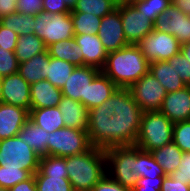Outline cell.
<instances>
[{
	"mask_svg": "<svg viewBox=\"0 0 190 191\" xmlns=\"http://www.w3.org/2000/svg\"><path fill=\"white\" fill-rule=\"evenodd\" d=\"M180 52L188 59L190 63V42L181 45Z\"/></svg>",
	"mask_w": 190,
	"mask_h": 191,
	"instance_id": "cell-51",
	"label": "cell"
},
{
	"mask_svg": "<svg viewBox=\"0 0 190 191\" xmlns=\"http://www.w3.org/2000/svg\"><path fill=\"white\" fill-rule=\"evenodd\" d=\"M34 34L44 41L46 47L55 42L74 37L71 13L51 14L42 10L35 15Z\"/></svg>",
	"mask_w": 190,
	"mask_h": 191,
	"instance_id": "cell-8",
	"label": "cell"
},
{
	"mask_svg": "<svg viewBox=\"0 0 190 191\" xmlns=\"http://www.w3.org/2000/svg\"><path fill=\"white\" fill-rule=\"evenodd\" d=\"M91 191H131L110 178L107 174L91 189Z\"/></svg>",
	"mask_w": 190,
	"mask_h": 191,
	"instance_id": "cell-45",
	"label": "cell"
},
{
	"mask_svg": "<svg viewBox=\"0 0 190 191\" xmlns=\"http://www.w3.org/2000/svg\"><path fill=\"white\" fill-rule=\"evenodd\" d=\"M172 0H137L132 4L140 11L148 16L153 22L156 18L166 10Z\"/></svg>",
	"mask_w": 190,
	"mask_h": 191,
	"instance_id": "cell-36",
	"label": "cell"
},
{
	"mask_svg": "<svg viewBox=\"0 0 190 191\" xmlns=\"http://www.w3.org/2000/svg\"><path fill=\"white\" fill-rule=\"evenodd\" d=\"M164 177L146 178L139 177L131 191H161Z\"/></svg>",
	"mask_w": 190,
	"mask_h": 191,
	"instance_id": "cell-42",
	"label": "cell"
},
{
	"mask_svg": "<svg viewBox=\"0 0 190 191\" xmlns=\"http://www.w3.org/2000/svg\"><path fill=\"white\" fill-rule=\"evenodd\" d=\"M40 156L18 136L0 140V166L27 170L34 175L39 170Z\"/></svg>",
	"mask_w": 190,
	"mask_h": 191,
	"instance_id": "cell-6",
	"label": "cell"
},
{
	"mask_svg": "<svg viewBox=\"0 0 190 191\" xmlns=\"http://www.w3.org/2000/svg\"><path fill=\"white\" fill-rule=\"evenodd\" d=\"M150 152L155 161L163 168L166 175H170L178 169L184 153L173 142Z\"/></svg>",
	"mask_w": 190,
	"mask_h": 191,
	"instance_id": "cell-27",
	"label": "cell"
},
{
	"mask_svg": "<svg viewBox=\"0 0 190 191\" xmlns=\"http://www.w3.org/2000/svg\"><path fill=\"white\" fill-rule=\"evenodd\" d=\"M18 136L30 146L40 157L47 155L49 133L28 120L21 128Z\"/></svg>",
	"mask_w": 190,
	"mask_h": 191,
	"instance_id": "cell-25",
	"label": "cell"
},
{
	"mask_svg": "<svg viewBox=\"0 0 190 191\" xmlns=\"http://www.w3.org/2000/svg\"><path fill=\"white\" fill-rule=\"evenodd\" d=\"M49 56L65 60L75 66H84L81 47L75 42L74 37L55 42L47 47Z\"/></svg>",
	"mask_w": 190,
	"mask_h": 191,
	"instance_id": "cell-24",
	"label": "cell"
},
{
	"mask_svg": "<svg viewBox=\"0 0 190 191\" xmlns=\"http://www.w3.org/2000/svg\"><path fill=\"white\" fill-rule=\"evenodd\" d=\"M120 12L124 35L129 44L137 45L154 30V22L133 4L116 6Z\"/></svg>",
	"mask_w": 190,
	"mask_h": 191,
	"instance_id": "cell-11",
	"label": "cell"
},
{
	"mask_svg": "<svg viewBox=\"0 0 190 191\" xmlns=\"http://www.w3.org/2000/svg\"><path fill=\"white\" fill-rule=\"evenodd\" d=\"M29 120L48 133L64 128L62 113L58 107L37 108L29 111Z\"/></svg>",
	"mask_w": 190,
	"mask_h": 191,
	"instance_id": "cell-26",
	"label": "cell"
},
{
	"mask_svg": "<svg viewBox=\"0 0 190 191\" xmlns=\"http://www.w3.org/2000/svg\"><path fill=\"white\" fill-rule=\"evenodd\" d=\"M74 35H97L102 18L91 13L71 12Z\"/></svg>",
	"mask_w": 190,
	"mask_h": 191,
	"instance_id": "cell-32",
	"label": "cell"
},
{
	"mask_svg": "<svg viewBox=\"0 0 190 191\" xmlns=\"http://www.w3.org/2000/svg\"><path fill=\"white\" fill-rule=\"evenodd\" d=\"M0 23L6 28L16 32L18 36L35 32V16L21 12H14L0 19Z\"/></svg>",
	"mask_w": 190,
	"mask_h": 191,
	"instance_id": "cell-31",
	"label": "cell"
},
{
	"mask_svg": "<svg viewBox=\"0 0 190 191\" xmlns=\"http://www.w3.org/2000/svg\"><path fill=\"white\" fill-rule=\"evenodd\" d=\"M74 40L82 49L84 66H92L101 70L105 65L108 52L98 35H75Z\"/></svg>",
	"mask_w": 190,
	"mask_h": 191,
	"instance_id": "cell-18",
	"label": "cell"
},
{
	"mask_svg": "<svg viewBox=\"0 0 190 191\" xmlns=\"http://www.w3.org/2000/svg\"><path fill=\"white\" fill-rule=\"evenodd\" d=\"M47 50L44 41L37 37L34 33L18 36L15 49V56L18 63H22L31 59L34 55L40 54Z\"/></svg>",
	"mask_w": 190,
	"mask_h": 191,
	"instance_id": "cell-28",
	"label": "cell"
},
{
	"mask_svg": "<svg viewBox=\"0 0 190 191\" xmlns=\"http://www.w3.org/2000/svg\"><path fill=\"white\" fill-rule=\"evenodd\" d=\"M68 7L72 10L76 5L77 0H64Z\"/></svg>",
	"mask_w": 190,
	"mask_h": 191,
	"instance_id": "cell-52",
	"label": "cell"
},
{
	"mask_svg": "<svg viewBox=\"0 0 190 191\" xmlns=\"http://www.w3.org/2000/svg\"><path fill=\"white\" fill-rule=\"evenodd\" d=\"M9 191H37L35 176L32 175L25 181L19 182L13 187L8 189Z\"/></svg>",
	"mask_w": 190,
	"mask_h": 191,
	"instance_id": "cell-48",
	"label": "cell"
},
{
	"mask_svg": "<svg viewBox=\"0 0 190 191\" xmlns=\"http://www.w3.org/2000/svg\"><path fill=\"white\" fill-rule=\"evenodd\" d=\"M32 174L27 170L6 169L0 166V187L9 189L19 182L30 178Z\"/></svg>",
	"mask_w": 190,
	"mask_h": 191,
	"instance_id": "cell-37",
	"label": "cell"
},
{
	"mask_svg": "<svg viewBox=\"0 0 190 191\" xmlns=\"http://www.w3.org/2000/svg\"><path fill=\"white\" fill-rule=\"evenodd\" d=\"M174 124L160 111H146L141 116L136 146L150 152L172 143Z\"/></svg>",
	"mask_w": 190,
	"mask_h": 191,
	"instance_id": "cell-4",
	"label": "cell"
},
{
	"mask_svg": "<svg viewBox=\"0 0 190 191\" xmlns=\"http://www.w3.org/2000/svg\"><path fill=\"white\" fill-rule=\"evenodd\" d=\"M142 114L129 88H117L105 102L89 110L91 145L102 150L135 145Z\"/></svg>",
	"mask_w": 190,
	"mask_h": 191,
	"instance_id": "cell-1",
	"label": "cell"
},
{
	"mask_svg": "<svg viewBox=\"0 0 190 191\" xmlns=\"http://www.w3.org/2000/svg\"><path fill=\"white\" fill-rule=\"evenodd\" d=\"M17 11L35 16L42 11L43 0H17Z\"/></svg>",
	"mask_w": 190,
	"mask_h": 191,
	"instance_id": "cell-44",
	"label": "cell"
},
{
	"mask_svg": "<svg viewBox=\"0 0 190 191\" xmlns=\"http://www.w3.org/2000/svg\"><path fill=\"white\" fill-rule=\"evenodd\" d=\"M149 72L166 89V92H174L186 86L179 74L167 61H155L149 63Z\"/></svg>",
	"mask_w": 190,
	"mask_h": 191,
	"instance_id": "cell-23",
	"label": "cell"
},
{
	"mask_svg": "<svg viewBox=\"0 0 190 191\" xmlns=\"http://www.w3.org/2000/svg\"><path fill=\"white\" fill-rule=\"evenodd\" d=\"M19 63L14 51L0 47V77L17 73Z\"/></svg>",
	"mask_w": 190,
	"mask_h": 191,
	"instance_id": "cell-39",
	"label": "cell"
},
{
	"mask_svg": "<svg viewBox=\"0 0 190 191\" xmlns=\"http://www.w3.org/2000/svg\"><path fill=\"white\" fill-rule=\"evenodd\" d=\"M116 9L110 0H77L71 12L91 13L97 17H104Z\"/></svg>",
	"mask_w": 190,
	"mask_h": 191,
	"instance_id": "cell-34",
	"label": "cell"
},
{
	"mask_svg": "<svg viewBox=\"0 0 190 191\" xmlns=\"http://www.w3.org/2000/svg\"><path fill=\"white\" fill-rule=\"evenodd\" d=\"M18 41V34L0 23V47L14 51Z\"/></svg>",
	"mask_w": 190,
	"mask_h": 191,
	"instance_id": "cell-43",
	"label": "cell"
},
{
	"mask_svg": "<svg viewBox=\"0 0 190 191\" xmlns=\"http://www.w3.org/2000/svg\"><path fill=\"white\" fill-rule=\"evenodd\" d=\"M111 2H113L116 6L121 5V0H110Z\"/></svg>",
	"mask_w": 190,
	"mask_h": 191,
	"instance_id": "cell-54",
	"label": "cell"
},
{
	"mask_svg": "<svg viewBox=\"0 0 190 191\" xmlns=\"http://www.w3.org/2000/svg\"><path fill=\"white\" fill-rule=\"evenodd\" d=\"M117 85L105 74L100 72L88 85L86 109L101 105L116 91Z\"/></svg>",
	"mask_w": 190,
	"mask_h": 191,
	"instance_id": "cell-21",
	"label": "cell"
},
{
	"mask_svg": "<svg viewBox=\"0 0 190 191\" xmlns=\"http://www.w3.org/2000/svg\"><path fill=\"white\" fill-rule=\"evenodd\" d=\"M134 1L137 0H121V4H132Z\"/></svg>",
	"mask_w": 190,
	"mask_h": 191,
	"instance_id": "cell-53",
	"label": "cell"
},
{
	"mask_svg": "<svg viewBox=\"0 0 190 191\" xmlns=\"http://www.w3.org/2000/svg\"><path fill=\"white\" fill-rule=\"evenodd\" d=\"M161 191H190V185L166 175L161 185Z\"/></svg>",
	"mask_w": 190,
	"mask_h": 191,
	"instance_id": "cell-47",
	"label": "cell"
},
{
	"mask_svg": "<svg viewBox=\"0 0 190 191\" xmlns=\"http://www.w3.org/2000/svg\"><path fill=\"white\" fill-rule=\"evenodd\" d=\"M129 90L143 112L159 111L167 95L166 89L149 71L130 86Z\"/></svg>",
	"mask_w": 190,
	"mask_h": 191,
	"instance_id": "cell-9",
	"label": "cell"
},
{
	"mask_svg": "<svg viewBox=\"0 0 190 191\" xmlns=\"http://www.w3.org/2000/svg\"><path fill=\"white\" fill-rule=\"evenodd\" d=\"M65 127L87 131L89 111L81 103L63 96L58 104Z\"/></svg>",
	"mask_w": 190,
	"mask_h": 191,
	"instance_id": "cell-20",
	"label": "cell"
},
{
	"mask_svg": "<svg viewBox=\"0 0 190 191\" xmlns=\"http://www.w3.org/2000/svg\"><path fill=\"white\" fill-rule=\"evenodd\" d=\"M17 0H0V19L17 11Z\"/></svg>",
	"mask_w": 190,
	"mask_h": 191,
	"instance_id": "cell-49",
	"label": "cell"
},
{
	"mask_svg": "<svg viewBox=\"0 0 190 191\" xmlns=\"http://www.w3.org/2000/svg\"><path fill=\"white\" fill-rule=\"evenodd\" d=\"M169 176L172 179H178L180 182L190 185V152L183 153L180 166Z\"/></svg>",
	"mask_w": 190,
	"mask_h": 191,
	"instance_id": "cell-41",
	"label": "cell"
},
{
	"mask_svg": "<svg viewBox=\"0 0 190 191\" xmlns=\"http://www.w3.org/2000/svg\"><path fill=\"white\" fill-rule=\"evenodd\" d=\"M42 10L51 14L71 13V9L64 0H43Z\"/></svg>",
	"mask_w": 190,
	"mask_h": 191,
	"instance_id": "cell-46",
	"label": "cell"
},
{
	"mask_svg": "<svg viewBox=\"0 0 190 191\" xmlns=\"http://www.w3.org/2000/svg\"><path fill=\"white\" fill-rule=\"evenodd\" d=\"M167 62L174 68L176 73L179 74L186 86H190V63L188 62V59L179 52L168 59Z\"/></svg>",
	"mask_w": 190,
	"mask_h": 191,
	"instance_id": "cell-40",
	"label": "cell"
},
{
	"mask_svg": "<svg viewBox=\"0 0 190 191\" xmlns=\"http://www.w3.org/2000/svg\"><path fill=\"white\" fill-rule=\"evenodd\" d=\"M97 35L108 53L129 45L124 35L120 12L117 9L102 17Z\"/></svg>",
	"mask_w": 190,
	"mask_h": 191,
	"instance_id": "cell-14",
	"label": "cell"
},
{
	"mask_svg": "<svg viewBox=\"0 0 190 191\" xmlns=\"http://www.w3.org/2000/svg\"><path fill=\"white\" fill-rule=\"evenodd\" d=\"M134 171L139 177L155 178L166 176L163 168L155 161L151 152L143 151L138 146H136Z\"/></svg>",
	"mask_w": 190,
	"mask_h": 191,
	"instance_id": "cell-29",
	"label": "cell"
},
{
	"mask_svg": "<svg viewBox=\"0 0 190 191\" xmlns=\"http://www.w3.org/2000/svg\"><path fill=\"white\" fill-rule=\"evenodd\" d=\"M101 72L92 66H76L61 91L63 96L81 102L86 107L88 85Z\"/></svg>",
	"mask_w": 190,
	"mask_h": 191,
	"instance_id": "cell-13",
	"label": "cell"
},
{
	"mask_svg": "<svg viewBox=\"0 0 190 191\" xmlns=\"http://www.w3.org/2000/svg\"><path fill=\"white\" fill-rule=\"evenodd\" d=\"M31 109L56 107L63 94L61 89L53 86L48 80H41L30 86Z\"/></svg>",
	"mask_w": 190,
	"mask_h": 191,
	"instance_id": "cell-19",
	"label": "cell"
},
{
	"mask_svg": "<svg viewBox=\"0 0 190 191\" xmlns=\"http://www.w3.org/2000/svg\"><path fill=\"white\" fill-rule=\"evenodd\" d=\"M2 77H0V95H1Z\"/></svg>",
	"mask_w": 190,
	"mask_h": 191,
	"instance_id": "cell-55",
	"label": "cell"
},
{
	"mask_svg": "<svg viewBox=\"0 0 190 191\" xmlns=\"http://www.w3.org/2000/svg\"><path fill=\"white\" fill-rule=\"evenodd\" d=\"M107 175L128 189L139 179L135 169L136 145L112 147L105 150Z\"/></svg>",
	"mask_w": 190,
	"mask_h": 191,
	"instance_id": "cell-5",
	"label": "cell"
},
{
	"mask_svg": "<svg viewBox=\"0 0 190 191\" xmlns=\"http://www.w3.org/2000/svg\"><path fill=\"white\" fill-rule=\"evenodd\" d=\"M75 67V65L65 60L49 56V65L45 80H48L53 86L62 89Z\"/></svg>",
	"mask_w": 190,
	"mask_h": 191,
	"instance_id": "cell-30",
	"label": "cell"
},
{
	"mask_svg": "<svg viewBox=\"0 0 190 191\" xmlns=\"http://www.w3.org/2000/svg\"><path fill=\"white\" fill-rule=\"evenodd\" d=\"M149 71V62L134 44L108 53L101 72L118 88H129Z\"/></svg>",
	"mask_w": 190,
	"mask_h": 191,
	"instance_id": "cell-2",
	"label": "cell"
},
{
	"mask_svg": "<svg viewBox=\"0 0 190 191\" xmlns=\"http://www.w3.org/2000/svg\"><path fill=\"white\" fill-rule=\"evenodd\" d=\"M30 86L18 72L2 77L0 102L30 111Z\"/></svg>",
	"mask_w": 190,
	"mask_h": 191,
	"instance_id": "cell-15",
	"label": "cell"
},
{
	"mask_svg": "<svg viewBox=\"0 0 190 191\" xmlns=\"http://www.w3.org/2000/svg\"><path fill=\"white\" fill-rule=\"evenodd\" d=\"M154 30L173 35L181 45L190 42V16L171 3L156 18Z\"/></svg>",
	"mask_w": 190,
	"mask_h": 191,
	"instance_id": "cell-12",
	"label": "cell"
},
{
	"mask_svg": "<svg viewBox=\"0 0 190 191\" xmlns=\"http://www.w3.org/2000/svg\"><path fill=\"white\" fill-rule=\"evenodd\" d=\"M172 142L184 153L190 152V120L174 124Z\"/></svg>",
	"mask_w": 190,
	"mask_h": 191,
	"instance_id": "cell-38",
	"label": "cell"
},
{
	"mask_svg": "<svg viewBox=\"0 0 190 191\" xmlns=\"http://www.w3.org/2000/svg\"><path fill=\"white\" fill-rule=\"evenodd\" d=\"M37 191H74L65 176H35Z\"/></svg>",
	"mask_w": 190,
	"mask_h": 191,
	"instance_id": "cell-35",
	"label": "cell"
},
{
	"mask_svg": "<svg viewBox=\"0 0 190 191\" xmlns=\"http://www.w3.org/2000/svg\"><path fill=\"white\" fill-rule=\"evenodd\" d=\"M92 147L87 131L64 127L49 133L47 155L66 158L87 152Z\"/></svg>",
	"mask_w": 190,
	"mask_h": 191,
	"instance_id": "cell-7",
	"label": "cell"
},
{
	"mask_svg": "<svg viewBox=\"0 0 190 191\" xmlns=\"http://www.w3.org/2000/svg\"><path fill=\"white\" fill-rule=\"evenodd\" d=\"M137 46L149 63L167 61L178 54L181 48V44L173 35L155 30L144 37Z\"/></svg>",
	"mask_w": 190,
	"mask_h": 191,
	"instance_id": "cell-10",
	"label": "cell"
},
{
	"mask_svg": "<svg viewBox=\"0 0 190 191\" xmlns=\"http://www.w3.org/2000/svg\"><path fill=\"white\" fill-rule=\"evenodd\" d=\"M66 169L74 191H91L107 174L105 150L92 147L87 152L66 157Z\"/></svg>",
	"mask_w": 190,
	"mask_h": 191,
	"instance_id": "cell-3",
	"label": "cell"
},
{
	"mask_svg": "<svg viewBox=\"0 0 190 191\" xmlns=\"http://www.w3.org/2000/svg\"><path fill=\"white\" fill-rule=\"evenodd\" d=\"M49 65L48 50L34 55L31 59L19 63L18 73L27 81L33 84L46 79Z\"/></svg>",
	"mask_w": 190,
	"mask_h": 191,
	"instance_id": "cell-22",
	"label": "cell"
},
{
	"mask_svg": "<svg viewBox=\"0 0 190 191\" xmlns=\"http://www.w3.org/2000/svg\"><path fill=\"white\" fill-rule=\"evenodd\" d=\"M159 111L173 124L190 120V86L167 93Z\"/></svg>",
	"mask_w": 190,
	"mask_h": 191,
	"instance_id": "cell-16",
	"label": "cell"
},
{
	"mask_svg": "<svg viewBox=\"0 0 190 191\" xmlns=\"http://www.w3.org/2000/svg\"><path fill=\"white\" fill-rule=\"evenodd\" d=\"M0 191H9V190L6 189V188H1V187H0Z\"/></svg>",
	"mask_w": 190,
	"mask_h": 191,
	"instance_id": "cell-56",
	"label": "cell"
},
{
	"mask_svg": "<svg viewBox=\"0 0 190 191\" xmlns=\"http://www.w3.org/2000/svg\"><path fill=\"white\" fill-rule=\"evenodd\" d=\"M173 5L190 16V0H172Z\"/></svg>",
	"mask_w": 190,
	"mask_h": 191,
	"instance_id": "cell-50",
	"label": "cell"
},
{
	"mask_svg": "<svg viewBox=\"0 0 190 191\" xmlns=\"http://www.w3.org/2000/svg\"><path fill=\"white\" fill-rule=\"evenodd\" d=\"M29 120V111L19 106L0 102V140L18 135Z\"/></svg>",
	"mask_w": 190,
	"mask_h": 191,
	"instance_id": "cell-17",
	"label": "cell"
},
{
	"mask_svg": "<svg viewBox=\"0 0 190 191\" xmlns=\"http://www.w3.org/2000/svg\"><path fill=\"white\" fill-rule=\"evenodd\" d=\"M34 176H65L68 178L66 169V158L56 156H41L39 170Z\"/></svg>",
	"mask_w": 190,
	"mask_h": 191,
	"instance_id": "cell-33",
	"label": "cell"
}]
</instances>
